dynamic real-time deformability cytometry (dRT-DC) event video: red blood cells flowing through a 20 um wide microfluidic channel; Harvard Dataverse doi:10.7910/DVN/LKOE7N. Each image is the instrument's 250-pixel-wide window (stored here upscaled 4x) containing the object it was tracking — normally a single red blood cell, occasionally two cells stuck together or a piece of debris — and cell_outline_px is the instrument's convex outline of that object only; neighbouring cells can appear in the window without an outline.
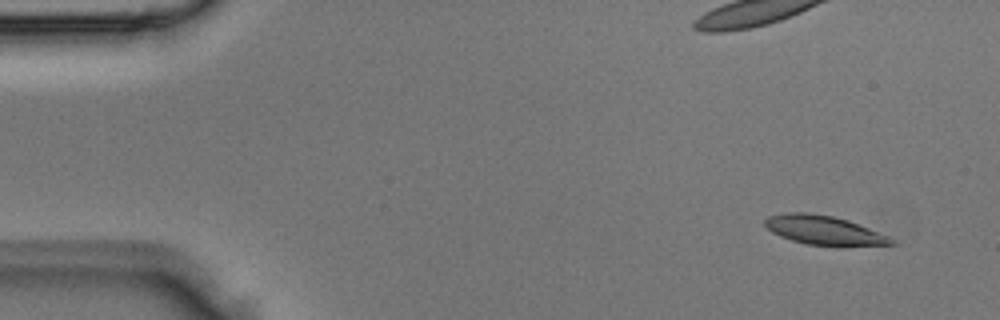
{"species": "Egyptian fruit bat (a non-hibernating species)", "species_latin": "Rousettus aegyptiacus", "temperature_condition": "room temperature", "stored_images_in_passage": 4, "camera_frame_rate_fps": 3000, "um_per_image_px": 0.085, "animal": {"sex": "male"}, "frame": {"image": 1, "passage_image": 1, "time_ms": 0.0, "image_size_px": [1000, 320], "cell_outline_px": [[896, 244], [844, 248], [836, 248], [808, 244], [792, 240], [780, 236], [772, 232], [764, 224], [764, 220], [768, 216], [784, 212], [808, 212], [832, 216], [848, 220], [888, 236], [896, 240]], "centroid_in_image_um": [70.08, 19.61], "position_along_channel_um": 14.9, "area_um2": 22.08}}
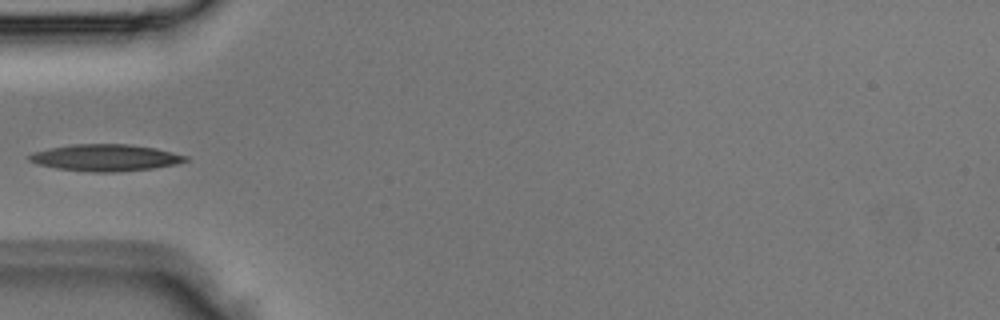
{"frame": {"image": 2, "passage_image": 4, "time_ms": 1.0, "image_size_px": [1000, 320], "cell_outline_px": [[188, 160], [176, 164], [152, 168], [116, 172], [92, 172], [56, 168], [36, 164], [28, 160], [28, 156], [32, 152], [72, 144], [128, 144], [156, 148], [188, 156]], "centroid_in_image_um": [8.95, 13.4], "position_along_channel_um": 76.0, "area_um2": 24.28}}